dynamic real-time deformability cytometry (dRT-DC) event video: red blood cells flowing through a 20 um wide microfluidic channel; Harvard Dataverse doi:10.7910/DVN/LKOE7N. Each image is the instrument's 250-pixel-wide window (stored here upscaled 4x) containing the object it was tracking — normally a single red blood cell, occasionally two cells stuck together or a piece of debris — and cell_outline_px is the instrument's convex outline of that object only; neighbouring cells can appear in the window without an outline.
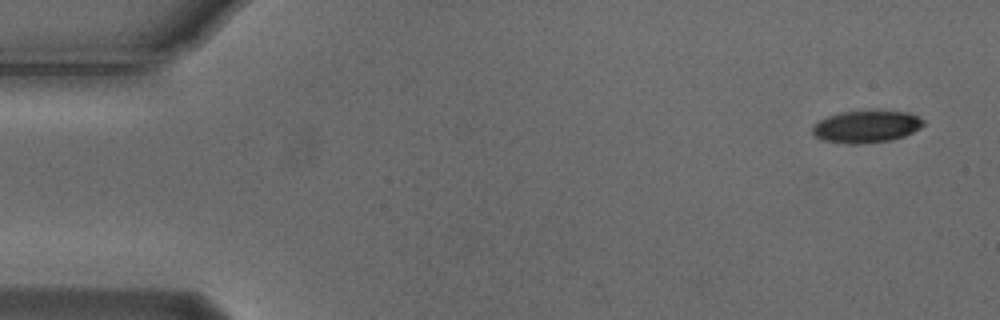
{"species": "Egyptian fruit bat (a non-hibernating species)", "species_latin": "Rousettus aegyptiacus", "temperature_condition": "cold", "stored_images_in_passage": 11, "camera_frame_rate_fps": 3000, "um_per_image_px": 0.085, "animal": {"sex": "male"}, "frame": {"image": 1, "passage_image": 1, "time_ms": 0.0, "image_size_px": [1000, 320], "cell_outline_px": [[924, 124], [920, 128], [904, 136], [892, 140], [864, 144], [848, 144], [820, 140], [812, 136], [812, 124], [828, 116], [840, 112], [880, 108], [912, 112], [920, 116], [924, 120]], "centroid_in_image_um": [73.66, 10.72], "position_along_channel_um": 11.3, "area_um2": 21.96}}